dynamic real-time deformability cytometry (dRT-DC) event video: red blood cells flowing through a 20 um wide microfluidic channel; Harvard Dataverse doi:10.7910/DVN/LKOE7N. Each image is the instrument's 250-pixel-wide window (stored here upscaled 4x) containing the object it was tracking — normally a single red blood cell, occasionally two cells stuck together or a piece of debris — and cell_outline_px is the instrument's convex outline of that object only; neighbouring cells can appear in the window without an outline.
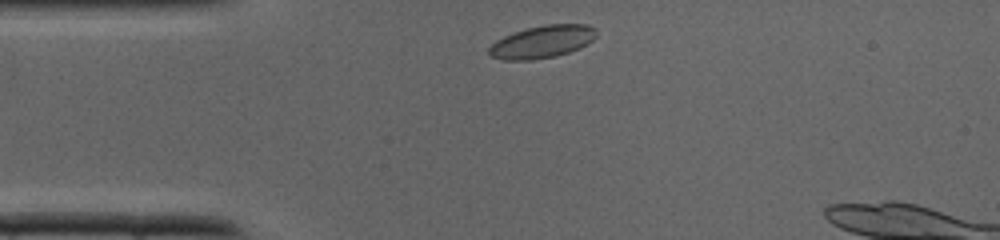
{"species": "common noctule bat (a hibernating species)", "species_latin": "Nyctalus noctula", "temperature_condition": "cold", "stored_images_in_passage": 24, "camera_frame_rate_fps": 3000, "um_per_image_px": 0.085, "animal": {"sex": "male", "body_mass_g": 19.0, "forearm_length_mm": 50.8}, "frame": {"image": 1, "passage_image": 1, "time_ms": 0.0, "image_size_px": [1000, 240], "cell_outline_px": [[596, 36], [588, 44], [580, 48], [556, 56], [528, 60], [504, 60], [492, 56], [488, 52], [488, 48], [496, 40], [504, 36], [528, 28], [544, 24], [588, 24], [596, 28]], "centroid_in_image_um": [46.12, 3.54], "position_along_channel_um": 38.9, "area_um2": 20.29}}
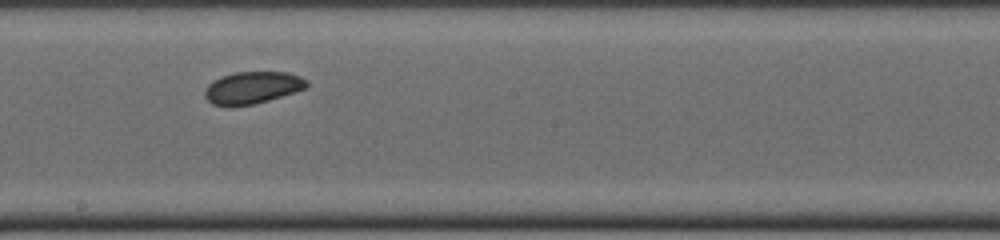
{"frame": {"image": 2, "passage_image": 13, "time_ms": 4.0, "image_size_px": [1000, 240], "cell_outline_px": [[308, 84], [304, 88], [268, 100], [252, 104], [212, 104], [204, 96], [204, 92], [208, 84], [212, 80], [220, 76], [236, 72], [288, 72], [300, 76], [308, 80]], "centroid_in_image_um": [21.44, 7.41], "position_along_channel_um": 226.8, "area_um2": 18.61}}
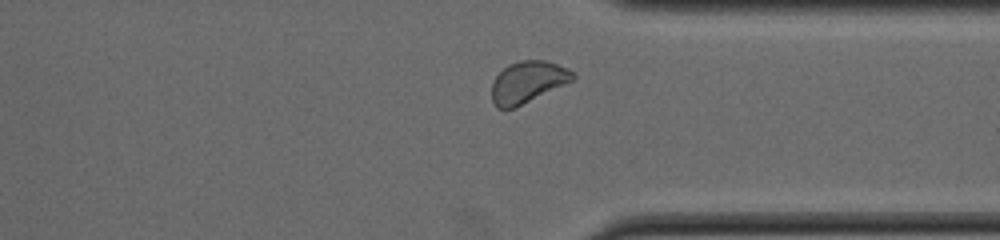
{"frame": {"image": 3, "passage_image": 21, "time_ms": 6.667, "image_size_px": [1000, 240], "cell_outline_px": [[576, 76], [572, 80], [516, 108], [496, 108], [492, 100], [492, 84], [496, 76], [508, 64], [520, 60], [544, 60], [568, 68], [576, 72]], "centroid_in_image_um": [44.85, 6.97], "position_along_channel_um": 366.5, "area_um2": 19.59}}